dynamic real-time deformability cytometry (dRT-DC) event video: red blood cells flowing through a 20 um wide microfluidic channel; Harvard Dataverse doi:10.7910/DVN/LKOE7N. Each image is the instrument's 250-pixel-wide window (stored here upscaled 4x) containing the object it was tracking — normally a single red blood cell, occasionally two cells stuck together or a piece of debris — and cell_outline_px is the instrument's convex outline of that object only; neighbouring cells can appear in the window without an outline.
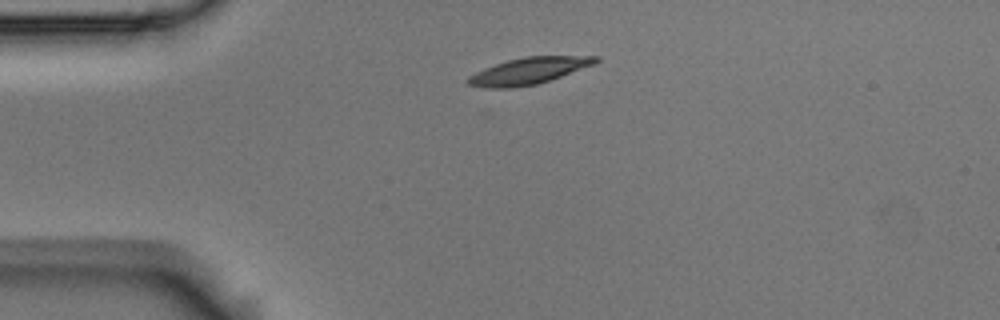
{"species": "Egyptian fruit bat (a non-hibernating species)", "species_latin": "Rousettus aegyptiacus", "temperature_condition": "room temperature", "stored_images_in_passage": 3, "camera_frame_rate_fps": 3000, "um_per_image_px": 0.085, "animal": {"sex": "male"}, "frame": {"image": 1, "passage_image": 1, "time_ms": 0.0, "image_size_px": [1000, 320], "cell_outline_px": [[600, 60], [592, 64], [560, 76], [536, 84], [508, 88], [488, 88], [468, 84], [464, 80], [468, 76], [484, 68], [508, 60], [524, 56], [600, 56]], "centroid_in_image_um": [44.88, 6.02], "position_along_channel_um": 40.1, "area_um2": 19.42}}
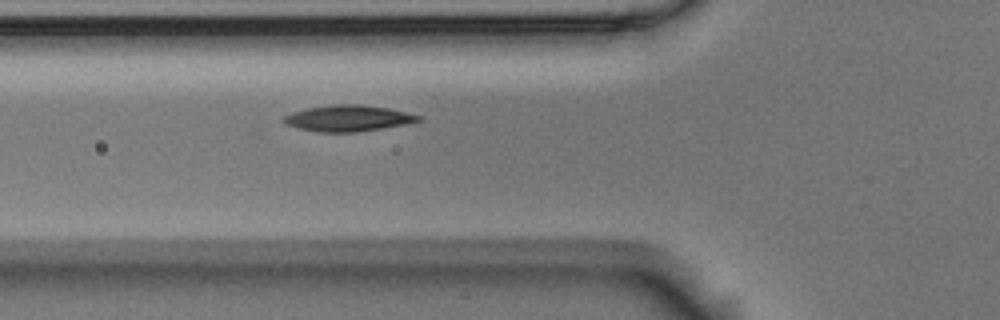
{"frame": {"image": 2, "passage_image": 3, "time_ms": 0.667, "image_size_px": [1000, 320], "cell_outline_px": [[420, 120], [408, 124], [356, 132], [320, 132], [300, 128], [284, 124], [280, 120], [284, 116], [292, 112], [308, 108], [332, 104], [360, 104], [388, 108], [420, 116]], "centroid_in_image_um": [29.54, 10.05], "position_along_channel_um": 96.3, "area_um2": 20.4}}